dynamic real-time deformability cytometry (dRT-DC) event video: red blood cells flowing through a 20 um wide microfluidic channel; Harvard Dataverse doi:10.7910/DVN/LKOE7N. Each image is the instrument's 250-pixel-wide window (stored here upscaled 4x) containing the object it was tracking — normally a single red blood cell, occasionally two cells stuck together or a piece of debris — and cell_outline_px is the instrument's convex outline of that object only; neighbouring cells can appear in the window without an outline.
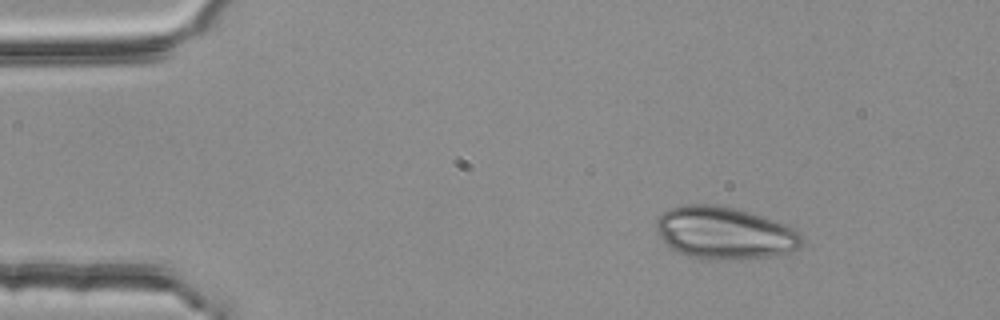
{"species": "common noctule bat (a hibernating species)", "species_latin": "Nyctalus noctula", "temperature_condition": "room temperature", "stored_images_in_passage": 3, "camera_frame_rate_fps": 3000, "um_per_image_px": 0.085, "animal": {"sex": "female", "body_mass_g": 25.1}, "frame": {"image": 1, "passage_image": 1, "time_ms": 0.0, "image_size_px": [1000, 320], "cell_outline_px": [[804, 244], [800, 248], [792, 252], [772, 256], [740, 260], [704, 260], [688, 256], [676, 252], [664, 244], [656, 232], [656, 220], [668, 208], [684, 204], [716, 204], [736, 208], [784, 224], [800, 232], [804, 240]], "centroid_in_image_um": [61.57, 19.83], "position_along_channel_um": 23.4, "area_um2": 45.26}}